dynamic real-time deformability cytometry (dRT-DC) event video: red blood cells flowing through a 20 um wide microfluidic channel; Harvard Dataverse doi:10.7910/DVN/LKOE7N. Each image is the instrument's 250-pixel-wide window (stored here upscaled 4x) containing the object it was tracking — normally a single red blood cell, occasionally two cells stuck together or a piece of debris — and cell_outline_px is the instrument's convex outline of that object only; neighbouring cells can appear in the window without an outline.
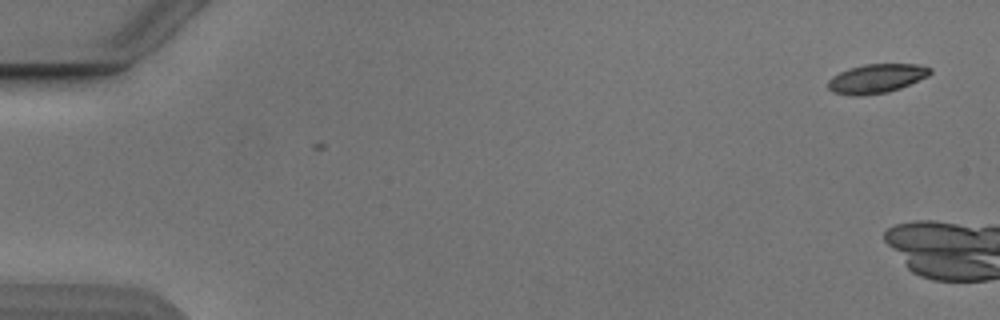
{"species": "Egyptian fruit bat (a non-hibernating species)", "species_latin": "Rousettus aegyptiacus", "temperature_condition": "cold", "stored_images_in_passage": 2, "camera_frame_rate_fps": 3000, "um_per_image_px": 0.085, "animal": {"sex": "male"}, "frame": {"image": 1, "passage_image": 1, "time_ms": 0.0, "image_size_px": [1000, 320], "cell_outline_px": [[932, 72], [928, 76], [900, 88], [888, 92], [860, 96], [852, 96], [832, 92], [828, 88], [828, 80], [832, 76], [848, 68], [864, 64], [916, 64], [932, 68]], "centroid_in_image_um": [74.48, 6.68], "position_along_channel_um": 10.5, "area_um2": 17.4}}